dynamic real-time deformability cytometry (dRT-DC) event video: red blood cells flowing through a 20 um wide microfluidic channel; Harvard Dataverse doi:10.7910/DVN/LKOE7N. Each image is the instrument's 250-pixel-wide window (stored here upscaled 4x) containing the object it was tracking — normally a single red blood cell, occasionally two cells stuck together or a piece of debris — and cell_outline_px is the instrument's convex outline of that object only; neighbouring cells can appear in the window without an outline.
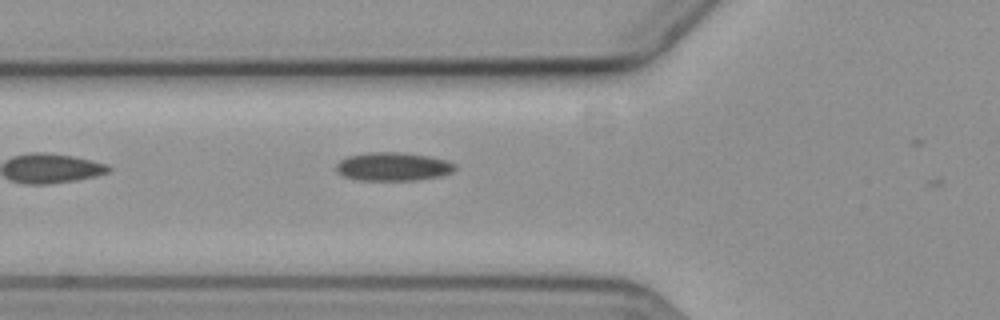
{"species": "common noctule bat (a hibernating species)", "species_latin": "Nyctalus noctula", "temperature_condition": "cold", "stored_images_in_passage": 5, "camera_frame_rate_fps": 3000, "um_per_image_px": 0.085, "animal": {"sex": "female", "body_mass_g": 19.3, "forearm_length_mm": 54.1}, "frame": {"image": 1, "passage_image": 4, "time_ms": 3.333, "image_size_px": [1000, 320], "cell_outline_px": [[456, 168], [452, 172], [440, 176], [416, 180], [360, 180], [344, 176], [336, 172], [336, 164], [340, 160], [348, 156], [368, 152], [400, 152], [428, 156], [448, 160], [456, 164]], "centroid_in_image_um": [33.41, 14.15], "position_along_channel_um": 92.4, "area_um2": 19.77}}